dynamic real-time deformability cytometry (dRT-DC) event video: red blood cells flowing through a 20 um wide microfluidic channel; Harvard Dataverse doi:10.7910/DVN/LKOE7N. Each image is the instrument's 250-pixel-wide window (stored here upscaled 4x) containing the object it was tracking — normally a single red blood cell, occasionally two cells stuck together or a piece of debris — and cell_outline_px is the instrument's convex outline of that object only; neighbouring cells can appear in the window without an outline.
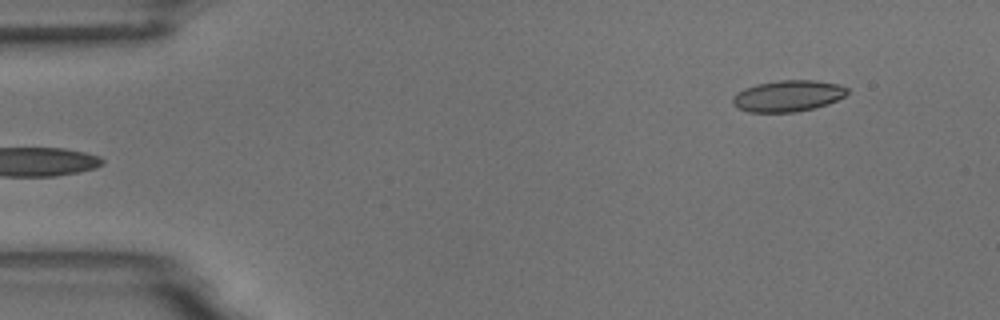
{"species": "common noctule bat (a hibernating species)", "species_latin": "Nyctalus noctula", "temperature_condition": "room temperature", "stored_images_in_passage": 5, "camera_frame_rate_fps": 3000, "um_per_image_px": 0.085, "animal": {"sex": "male", "body_mass_g": 18.8}, "frame": {"image": 1, "passage_image": 5, "time_ms": 4.333, "image_size_px": [1000, 320], "cell_outline_px": [[848, 92], [844, 96], [828, 104], [796, 112], [748, 112], [732, 104], [732, 96], [736, 92], [744, 88], [756, 84], [776, 80], [816, 80], [840, 84], [848, 88]], "centroid_in_image_um": [66.96, 8.14], "position_along_channel_um": 18.0, "area_um2": 21.04}}